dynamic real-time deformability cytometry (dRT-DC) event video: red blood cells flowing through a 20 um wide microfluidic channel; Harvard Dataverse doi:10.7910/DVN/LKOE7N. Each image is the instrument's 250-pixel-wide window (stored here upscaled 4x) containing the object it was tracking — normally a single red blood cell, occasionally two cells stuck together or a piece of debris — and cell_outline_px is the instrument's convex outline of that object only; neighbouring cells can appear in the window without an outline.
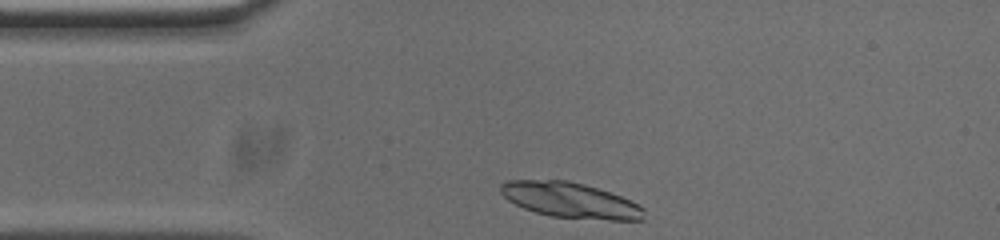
{"species": "common noctule bat (a hibernating species)", "species_latin": "Nyctalus noctula", "temperature_condition": "cold", "stored_images_in_passage": 32, "camera_frame_rate_fps": 3000, "um_per_image_px": 0.085, "animal": {"sex": "male", "body_mass_g": 20.0, "forearm_length_mm": 53.3}, "frame": {"image": 1, "passage_image": 1, "time_ms": 0.0, "image_size_px": [1000, 240], "cell_outline_px": [[644, 220], [608, 220], [552, 216], [536, 212], [524, 208], [508, 200], [500, 192], [500, 184], [508, 180], [568, 180], [584, 184], [620, 196], [644, 208]], "centroid_in_image_um": [48.46, 17.01], "position_along_channel_um": 36.5, "area_um2": 29.25}}